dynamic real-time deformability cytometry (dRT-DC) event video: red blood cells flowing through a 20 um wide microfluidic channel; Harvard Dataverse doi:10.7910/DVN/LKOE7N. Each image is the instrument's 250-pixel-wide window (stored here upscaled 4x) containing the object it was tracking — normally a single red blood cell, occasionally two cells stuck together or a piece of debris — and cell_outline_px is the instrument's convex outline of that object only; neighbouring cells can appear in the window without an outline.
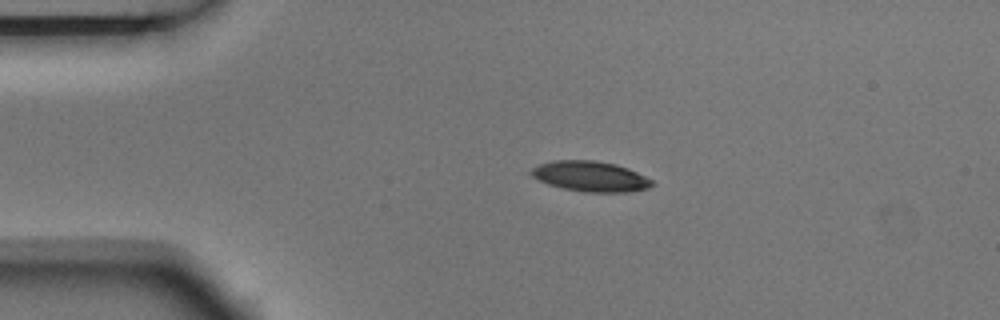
{"species": "Egyptian fruit bat (a non-hibernating species)", "species_latin": "Rousettus aegyptiacus", "temperature_condition": "room temperature", "stored_images_in_passage": 3, "camera_frame_rate_fps": 3000, "um_per_image_px": 0.085, "animal": {"sex": "male"}, "frame": {"image": 1, "passage_image": 2, "time_ms": 0.333, "image_size_px": [1000, 320], "cell_outline_px": [[656, 184], [648, 188], [628, 192], [584, 192], [564, 188], [548, 184], [532, 176], [528, 172], [532, 168], [540, 164], [552, 160], [596, 160], [616, 164], [628, 168], [652, 180]], "centroid_in_image_um": [50.19, 14.98], "position_along_channel_um": 34.8, "area_um2": 21.39}}